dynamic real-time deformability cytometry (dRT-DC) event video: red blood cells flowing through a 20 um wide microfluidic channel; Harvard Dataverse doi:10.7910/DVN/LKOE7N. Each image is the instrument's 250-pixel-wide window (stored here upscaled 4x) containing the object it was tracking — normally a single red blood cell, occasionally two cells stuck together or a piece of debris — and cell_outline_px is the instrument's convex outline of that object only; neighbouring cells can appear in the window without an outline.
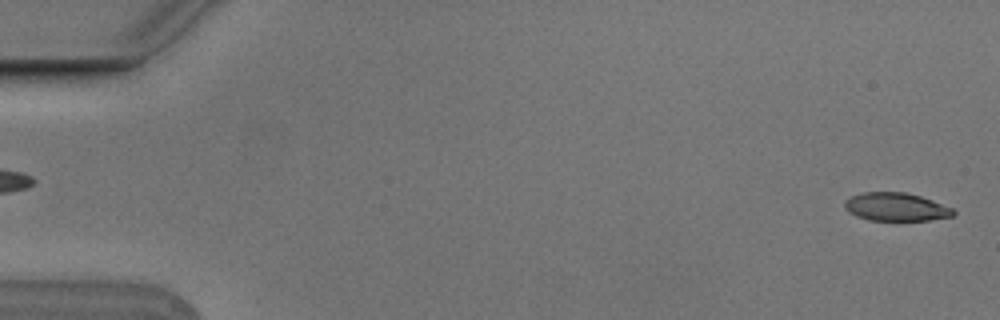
{"species": "Egyptian fruit bat (a non-hibernating species)", "species_latin": "Rousettus aegyptiacus", "temperature_condition": "cold", "stored_images_in_passage": 54, "camera_frame_rate_fps": 3000, "um_per_image_px": 0.085, "animal": {"sex": "male"}, "frame": {"image": 1, "passage_image": 1, "time_ms": 0.0, "image_size_px": [1000, 320], "cell_outline_px": [[956, 212], [952, 216], [928, 220], [868, 220], [856, 216], [848, 212], [844, 208], [844, 200], [852, 196], [864, 192], [904, 192], [920, 196], [932, 200], [952, 208]], "centroid_in_image_um": [76.12, 17.59], "position_along_channel_um": 8.9, "area_um2": 17.8}}
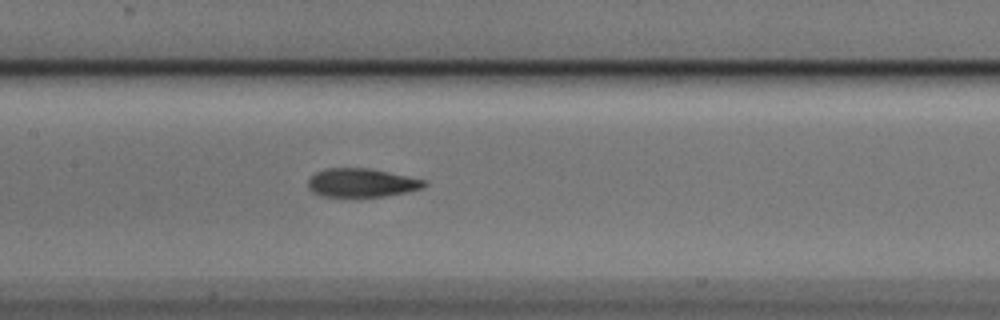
{"frame": {"image": 2, "passage_image": 26, "time_ms": 8.333, "image_size_px": [1000, 320], "cell_outline_px": [[428, 184], [424, 188], [408, 192], [384, 196], [320, 196], [312, 192], [308, 188], [308, 180], [316, 172], [328, 168], [368, 168], [388, 172], [424, 180]], "centroid_in_image_um": [30.73, 15.54], "position_along_channel_um": 176.7, "area_um2": 19.25}}
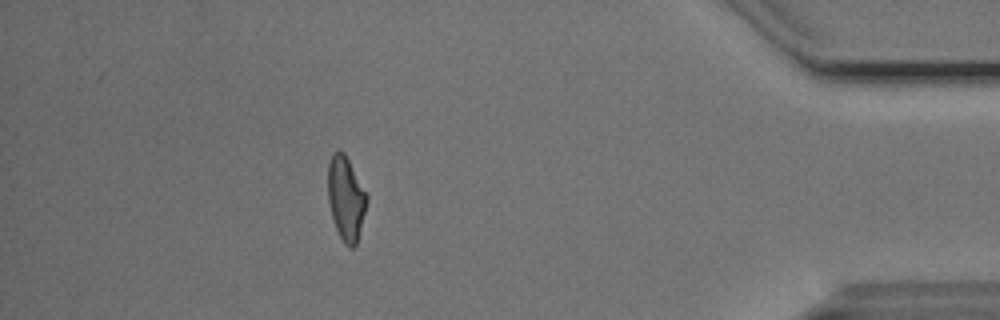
{"frame": {"image": 3, "passage_image": 48, "time_ms": 15.667, "image_size_px": [1000, 320], "cell_outline_px": [[368, 200], [356, 244], [352, 248], [348, 248], [344, 244], [336, 228], [332, 216], [328, 200], [328, 164], [332, 152], [344, 152], [368, 196]], "centroid_in_image_um": [29.4, 16.87], "position_along_channel_um": 405.8, "area_um2": 18.79}, "authors_computed_cell_mechanics": {"area_um2": 19.363, "velocity_mm_per_s": 3.7672, "shape_relaxation_time_tau1_ms": 5.4961, "shape_relaxation_time_tau2_ms": 1.8816, "deformation_change_tau1": 0.2074, "deformation_change_tau2": 0.0927}}